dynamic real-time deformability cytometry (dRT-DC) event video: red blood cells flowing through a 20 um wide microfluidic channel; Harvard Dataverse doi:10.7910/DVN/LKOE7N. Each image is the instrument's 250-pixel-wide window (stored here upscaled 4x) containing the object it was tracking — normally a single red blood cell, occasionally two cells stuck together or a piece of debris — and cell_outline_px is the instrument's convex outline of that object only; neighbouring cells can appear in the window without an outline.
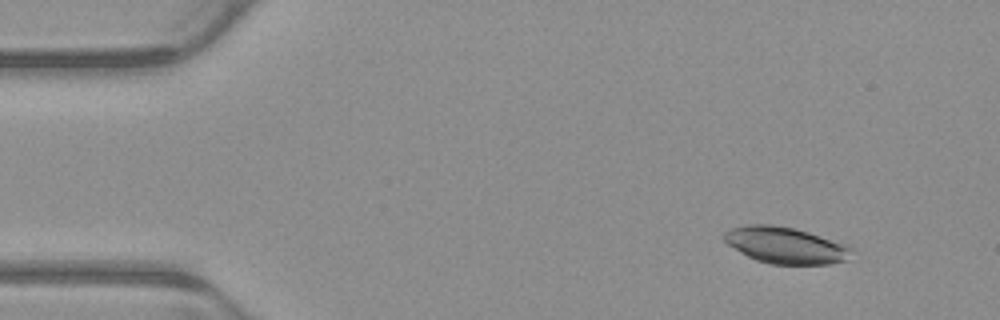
{"species": "common noctule bat (a hibernating species)", "species_latin": "Nyctalus noctula", "temperature_condition": "warm", "stored_images_in_passage": 4, "camera_frame_rate_fps": 3000, "um_per_image_px": 0.085, "animal": {"sex": "male", "body_mass_g": 23.1, "forearm_length_mm": 52.7}, "frame": {"image": 1, "passage_image": 2, "time_ms": 0.333, "image_size_px": [1000, 320], "cell_outline_px": [[856, 248], [848, 260], [832, 264], [772, 264], [756, 260], [740, 252], [728, 244], [724, 240], [724, 232], [732, 228], [748, 224], [772, 224], [796, 228], [848, 244]], "centroid_in_image_um": [66.85, 20.84], "position_along_channel_um": 18.2, "area_um2": 27.46}}
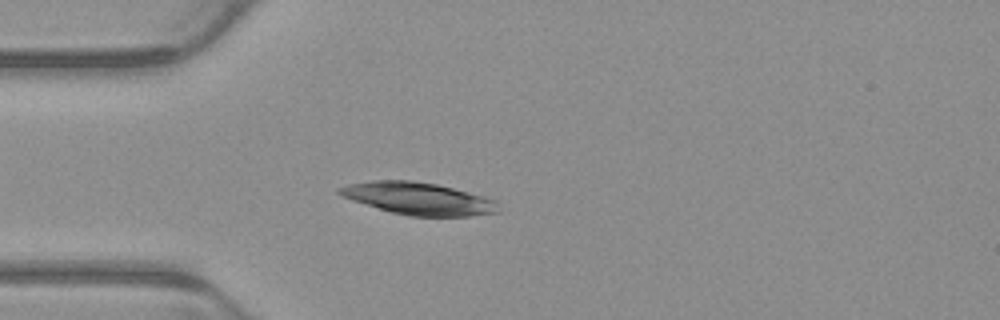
{"frame": {"image": 2, "passage_image": 4, "time_ms": 1.0, "image_size_px": [1000, 320], "cell_outline_px": [[500, 212], [468, 216], [408, 216], [392, 212], [352, 200], [340, 196], [336, 192], [336, 188], [348, 184], [372, 180], [412, 180], [436, 184], [468, 192], [496, 200]], "centroid_in_image_um": [35.53, 16.87], "position_along_channel_um": 49.5, "area_um2": 29.82}}